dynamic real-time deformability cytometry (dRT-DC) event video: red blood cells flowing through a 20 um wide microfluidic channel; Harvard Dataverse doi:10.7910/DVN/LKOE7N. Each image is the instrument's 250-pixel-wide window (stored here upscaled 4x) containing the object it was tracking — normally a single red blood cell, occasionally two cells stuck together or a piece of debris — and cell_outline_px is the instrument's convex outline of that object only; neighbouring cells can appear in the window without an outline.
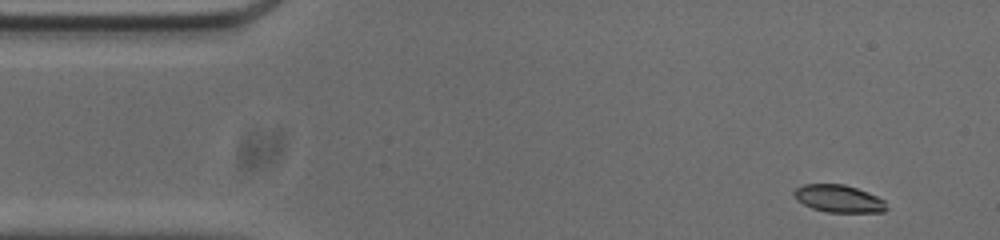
{"species": "common noctule bat (a hibernating species)", "species_latin": "Nyctalus noctula", "temperature_condition": "cold", "stored_images_in_passage": 50, "camera_frame_rate_fps": 3000, "um_per_image_px": 0.085, "animal": {"sex": "male", "body_mass_g": 20.0, "forearm_length_mm": 53.3}, "frame": {"image": 1, "passage_image": 1, "time_ms": 0.0, "image_size_px": [1000, 240], "cell_outline_px": [[888, 208], [884, 212], [828, 212], [812, 208], [796, 200], [792, 196], [792, 192], [796, 188], [804, 184], [844, 184], [868, 192], [884, 200]], "centroid_in_image_um": [71.27, 16.88], "position_along_channel_um": 13.7, "area_um2": 14.85}}
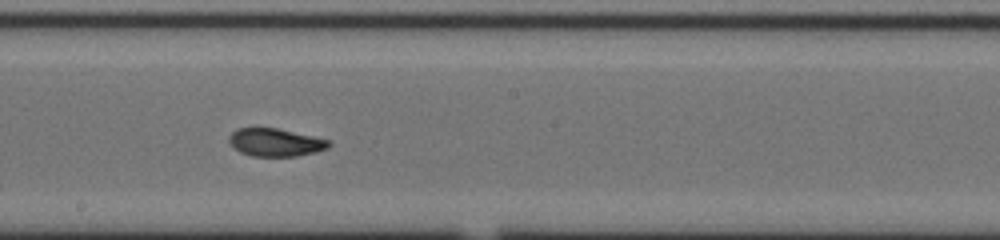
{"frame": {"image": 2, "passage_image": 25, "time_ms": 8.0, "image_size_px": [1000, 240], "cell_outline_px": [[332, 144], [328, 148], [316, 152], [296, 156], [252, 156], [240, 152], [228, 140], [228, 136], [232, 132], [240, 128], [276, 128], [328, 140]], "centroid_in_image_um": [23.41, 12.11], "position_along_channel_um": 224.8, "area_um2": 15.95}}
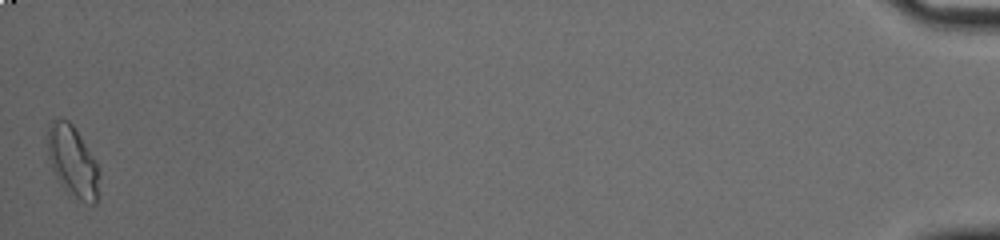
{"frame": {"image": 3, "passage_image": 50, "time_ms": 16.333, "image_size_px": [1000, 240], "cell_outline_px": [[100, 196], [96, 204], [88, 204], [68, 196], [56, 176], [52, 168], [48, 156], [48, 132], [56, 120], [68, 120], [72, 124], [96, 160], [100, 172]], "centroid_in_image_um": [6.25, 13.86], "position_along_channel_um": 428.9, "area_um2": 21.62}, "authors_computed_cell_mechanics": {"area_um2": 16.2996, "velocity_mm_per_s": 3.7485, "shape_relaxation_time_tau1_ms": 4.6068, "shape_relaxation_time_tau2_ms": 0.6407, "deformation_change_tau1": 0.1703, "deformation_change_tau2": 0.0316}}